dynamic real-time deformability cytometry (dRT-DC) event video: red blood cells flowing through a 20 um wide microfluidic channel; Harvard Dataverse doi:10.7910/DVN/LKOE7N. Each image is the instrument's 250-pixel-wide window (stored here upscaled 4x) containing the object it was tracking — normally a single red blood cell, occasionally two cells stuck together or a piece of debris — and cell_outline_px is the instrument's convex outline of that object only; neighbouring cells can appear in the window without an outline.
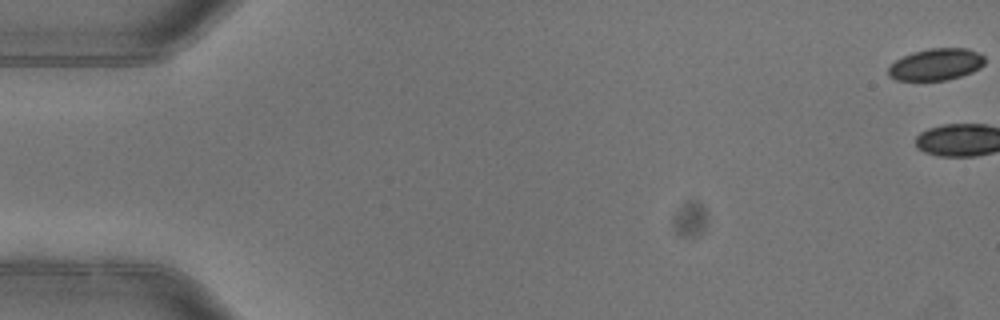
{"species": "common noctule bat (a hibernating species)", "species_latin": "Nyctalus noctula", "temperature_condition": "warm", "stored_images_in_passage": 5, "camera_frame_rate_fps": 3000, "um_per_image_px": 0.085, "animal": {"sex": "female"}, "frame": {"image": 1, "passage_image": 1, "time_ms": 0.0, "image_size_px": [1000, 320], "cell_outline_px": [[984, 64], [980, 68], [972, 72], [948, 80], [896, 80], [888, 76], [888, 68], [896, 60], [912, 52], [928, 48], [968, 48], [984, 56]], "centroid_in_image_um": [79.56, 5.47], "position_along_channel_um": 5.4, "area_um2": 17.86}}